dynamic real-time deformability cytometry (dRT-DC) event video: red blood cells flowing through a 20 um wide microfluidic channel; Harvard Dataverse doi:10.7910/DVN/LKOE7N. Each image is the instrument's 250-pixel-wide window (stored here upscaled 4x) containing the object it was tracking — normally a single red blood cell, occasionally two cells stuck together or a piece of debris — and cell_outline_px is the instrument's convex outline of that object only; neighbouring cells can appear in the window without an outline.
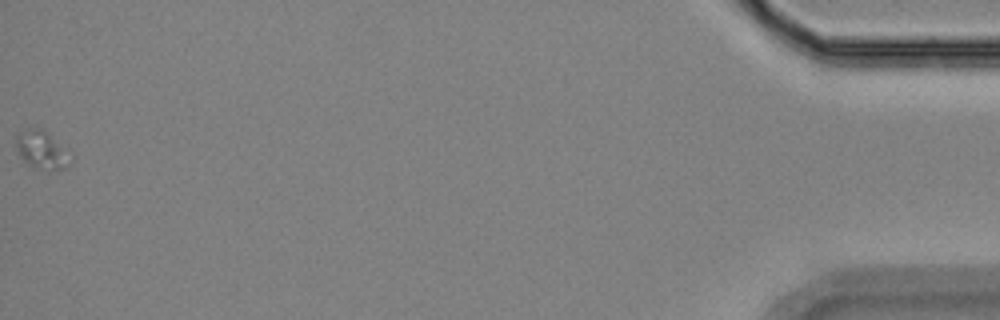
{"species": "Egyptian fruit bat (a non-hibernating species)", "species_latin": "Rousettus aegyptiacus", "temperature_condition": "room temperature", "stored_images_in_passage": 13, "camera_frame_rate_fps": 3000, "um_per_image_px": 0.085, "animal": {"sex": "female"}, "frame": {"image": 1, "passage_image": 13, "time_ms": 14.333, "image_size_px": [1000, 320], "cell_outline_px": [[72, 160], [64, 168], [32, 168], [20, 156], [16, 148], [16, 136], [20, 132], [32, 128], [40, 128], [72, 156]], "centroid_in_image_um": [3.51, 12.75], "position_along_channel_um": 431.7, "area_um2": 11.39}}